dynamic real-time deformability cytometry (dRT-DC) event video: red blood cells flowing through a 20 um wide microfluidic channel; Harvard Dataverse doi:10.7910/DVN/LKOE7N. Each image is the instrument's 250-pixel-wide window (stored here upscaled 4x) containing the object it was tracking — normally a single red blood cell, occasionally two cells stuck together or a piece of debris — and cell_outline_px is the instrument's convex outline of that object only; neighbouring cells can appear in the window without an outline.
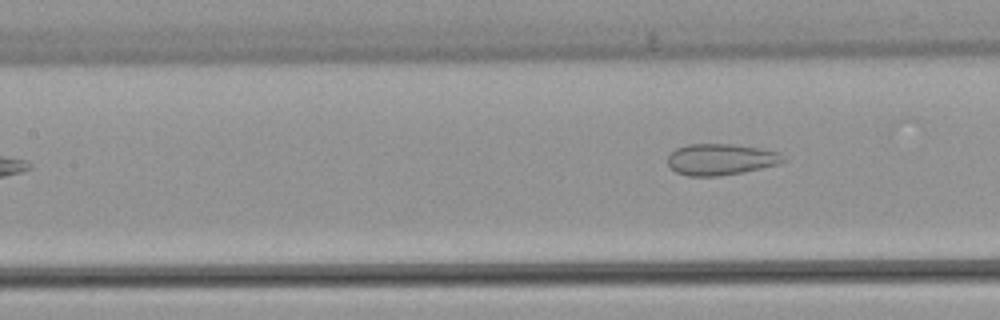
{"species": "common noctule bat (a hibernating species)", "species_latin": "Nyctalus noctula", "temperature_condition": "warm", "stored_images_in_passage": 7, "camera_frame_rate_fps": 3000, "um_per_image_px": 0.085, "animal": {"sex": "female", "body_mass_g": 22.7, "forearm_length_mm": 54.2}, "frame": {"image": 1, "passage_image": 7, "time_ms": 7.333, "image_size_px": [1000, 320], "cell_outline_px": [[788, 160], [780, 164], [744, 172], [716, 176], [688, 176], [676, 172], [668, 164], [668, 156], [676, 148], [688, 144], [732, 144], [760, 148], [780, 152]], "centroid_in_image_um": [61.31, 13.55], "position_along_channel_um": 146.1, "area_um2": 21.21}}